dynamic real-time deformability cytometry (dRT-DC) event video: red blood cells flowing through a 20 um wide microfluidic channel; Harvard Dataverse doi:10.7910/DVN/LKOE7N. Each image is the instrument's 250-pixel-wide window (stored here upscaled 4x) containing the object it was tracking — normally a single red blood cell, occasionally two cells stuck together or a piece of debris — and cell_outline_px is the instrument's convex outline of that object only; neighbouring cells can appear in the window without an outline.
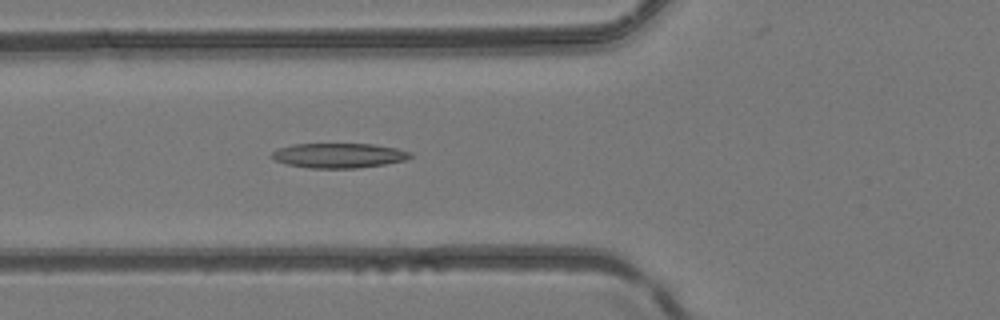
{"species": "common noctule bat (a hibernating species)", "species_latin": "Nyctalus noctula", "temperature_condition": "room temperature", "stored_images_in_passage": 49, "camera_frame_rate_fps": 3000, "um_per_image_px": 0.085, "animal": {"sex": "female", "body_mass_g": 24.6, "forearm_length_mm": 56.2}, "frame": {"image": 1, "passage_image": 19, "time_ms": 6.0, "image_size_px": [1000, 320], "cell_outline_px": [[412, 156], [404, 160], [384, 164], [356, 168], [308, 168], [288, 164], [276, 160], [272, 156], [272, 152], [280, 148], [292, 144], [372, 144], [396, 148], [412, 152]], "centroid_in_image_um": [28.82, 13.21], "position_along_channel_um": 97.0, "area_um2": 19.77}}
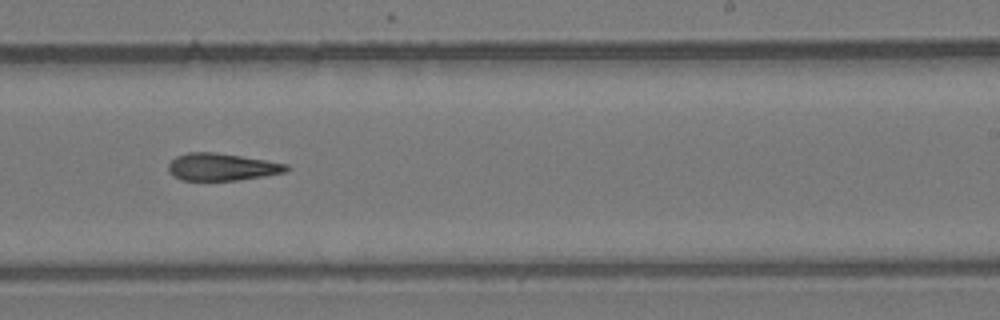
{"frame": {"image": 2, "passage_image": 31, "time_ms": 10.0, "image_size_px": [1000, 320], "cell_outline_px": [[292, 168], [284, 172], [264, 176], [236, 180], [180, 180], [168, 172], [168, 164], [176, 156], [188, 152], [216, 152], [288, 164]], "centroid_in_image_um": [18.84, 14.19], "position_along_channel_um": 270.2, "area_um2": 18.73}}
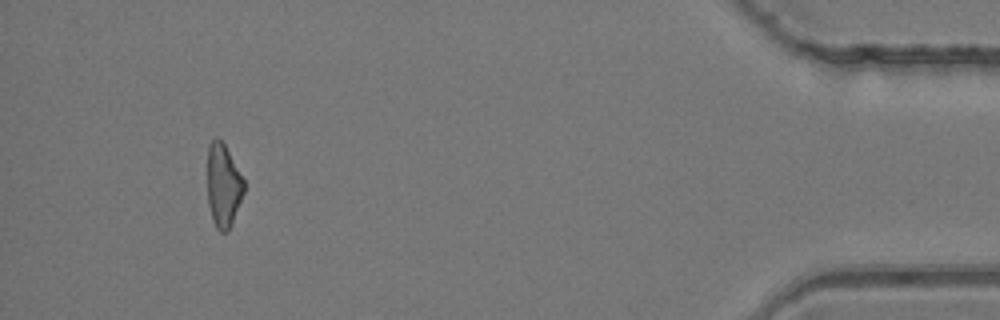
{"frame": {"image": 3, "passage_image": 46, "time_ms": 15.0, "image_size_px": [1000, 320], "cell_outline_px": [[244, 192], [228, 232], [220, 232], [216, 228], [212, 220], [208, 204], [208, 144], [216, 136], [224, 144], [244, 180]], "centroid_in_image_um": [18.97, 15.79], "position_along_channel_um": 416.2, "area_um2": 17.57}}